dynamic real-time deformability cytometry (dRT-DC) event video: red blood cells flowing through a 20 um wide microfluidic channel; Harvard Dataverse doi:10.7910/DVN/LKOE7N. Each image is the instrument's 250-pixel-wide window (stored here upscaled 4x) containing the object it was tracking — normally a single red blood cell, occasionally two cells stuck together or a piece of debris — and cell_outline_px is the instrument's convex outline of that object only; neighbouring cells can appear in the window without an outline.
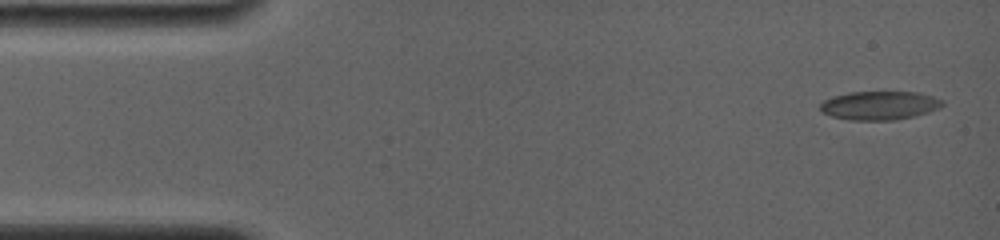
{"species": "common noctule bat (a hibernating species)", "species_latin": "Nyctalus noctula", "temperature_condition": "room temperature", "stored_images_in_passage": 20, "camera_frame_rate_fps": 4000, "um_per_image_px": 0.085, "animal": {"sex": "female", "body_mass_g": 19.0, "forearm_length_mm": 56.7}, "frame": {"image": 1, "passage_image": 1, "time_ms": 0.0, "image_size_px": [1000, 240], "cell_outline_px": [[944, 104], [928, 112], [912, 116], [892, 120], [852, 120], [832, 116], [824, 112], [820, 108], [820, 104], [824, 100], [848, 92], [920, 92], [944, 100]], "centroid_in_image_um": [74.77, 8.95], "position_along_channel_um": 10.2, "area_um2": 20.11}}
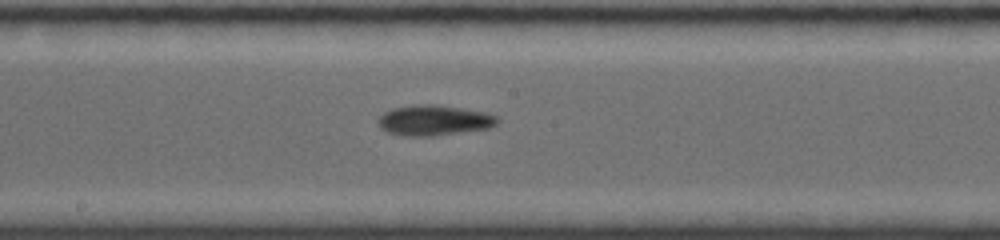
{"frame": {"image": 2, "passage_image": 9, "time_ms": 8.25, "image_size_px": [1000, 240], "cell_outline_px": [[500, 120], [496, 124], [488, 128], [432, 136], [408, 136], [388, 132], [380, 128], [376, 120], [384, 112], [392, 108], [412, 104], [436, 104], [488, 112], [496, 116]], "centroid_in_image_um": [36.87, 10.21], "position_along_channel_um": 211.3, "area_um2": 21.27}}
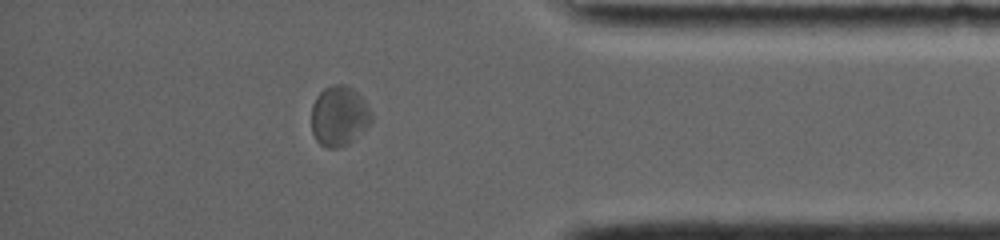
{"frame": {"image": 3, "passage_image": 16, "time_ms": 13.75, "image_size_px": [1000, 240], "cell_outline_px": [[372, 120], [348, 144], [340, 148], [328, 148], [320, 144], [316, 140], [312, 132], [312, 104], [316, 96], [324, 88], [332, 84], [344, 84], [352, 88], [364, 100], [372, 112]], "centroid_in_image_um": [28.8, 9.85], "position_along_channel_um": 406.4, "area_um2": 20.92}, "authors_computed_cell_mechanics": {"area_um2": 20.23, "velocity_mm_per_s": 3.7534, "shape_relaxation_time_tau1_ms": 11.0426, "shape_relaxation_time_tau2_ms": 6.3737, "deformation_change_tau1": 0.1515, "deformation_change_tau2": 0.0966}}